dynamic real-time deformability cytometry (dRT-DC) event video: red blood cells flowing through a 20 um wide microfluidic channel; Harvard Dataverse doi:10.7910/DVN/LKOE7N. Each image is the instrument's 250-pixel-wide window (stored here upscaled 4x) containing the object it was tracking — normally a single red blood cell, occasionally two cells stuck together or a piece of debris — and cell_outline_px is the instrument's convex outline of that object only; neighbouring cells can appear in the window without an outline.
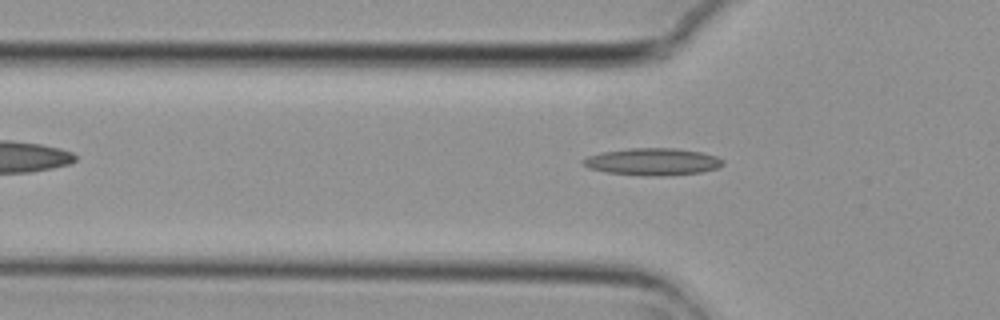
{"species": "common noctule bat (a hibernating species)", "species_latin": "Nyctalus noctula", "temperature_condition": "cold", "stored_images_in_passage": 6, "camera_frame_rate_fps": 3000, "um_per_image_px": 0.085, "animal": {"sex": "female", "body_mass_g": 29.2, "forearm_length_mm": 56.3}, "frame": {"image": 1, "passage_image": 6, "time_ms": 1.667, "image_size_px": [1000, 320], "cell_outline_px": [[724, 164], [716, 168], [700, 172], [664, 176], [648, 176], [608, 172], [588, 168], [580, 160], [588, 156], [600, 152], [628, 148], [676, 148], [700, 152], [716, 156], [724, 160]], "centroid_in_image_um": [55.46, 13.74], "position_along_channel_um": 70.3, "area_um2": 22.08}}